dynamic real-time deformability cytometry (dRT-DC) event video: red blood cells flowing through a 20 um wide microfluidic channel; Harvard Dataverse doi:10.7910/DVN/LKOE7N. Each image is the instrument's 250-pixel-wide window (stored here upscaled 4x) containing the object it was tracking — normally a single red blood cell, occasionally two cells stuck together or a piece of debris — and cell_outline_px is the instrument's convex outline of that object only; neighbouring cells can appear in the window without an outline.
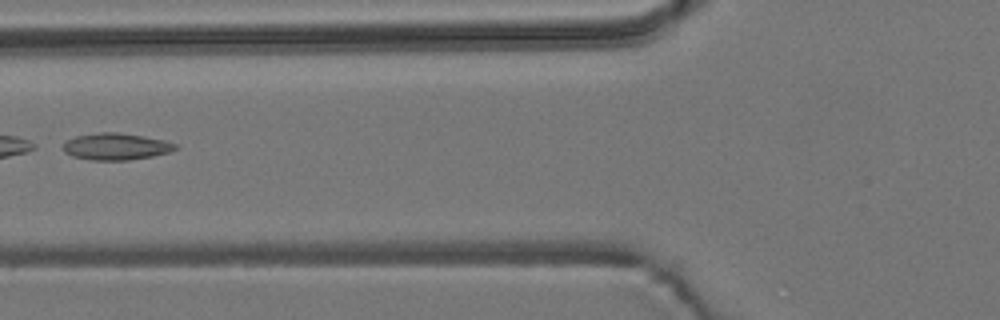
{"species": "common noctule bat (a hibernating species)", "species_latin": "Nyctalus noctula", "temperature_condition": "room temperature", "stored_images_in_passage": 6, "camera_frame_rate_fps": 3000, "um_per_image_px": 0.085, "animal": {"sex": "male", "body_mass_g": 19.2, "forearm_length_mm": 51.8}, "frame": {"image": 1, "passage_image": 6, "time_ms": 1.667, "image_size_px": [1000, 320], "cell_outline_px": [[180, 148], [168, 152], [152, 156], [128, 160], [92, 160], [72, 156], [64, 152], [64, 144], [68, 140], [76, 136], [100, 132], [116, 132], [144, 136], [164, 140], [176, 144]], "centroid_in_image_um": [9.88, 12.45], "position_along_channel_um": 115.9, "area_um2": 17.4}}